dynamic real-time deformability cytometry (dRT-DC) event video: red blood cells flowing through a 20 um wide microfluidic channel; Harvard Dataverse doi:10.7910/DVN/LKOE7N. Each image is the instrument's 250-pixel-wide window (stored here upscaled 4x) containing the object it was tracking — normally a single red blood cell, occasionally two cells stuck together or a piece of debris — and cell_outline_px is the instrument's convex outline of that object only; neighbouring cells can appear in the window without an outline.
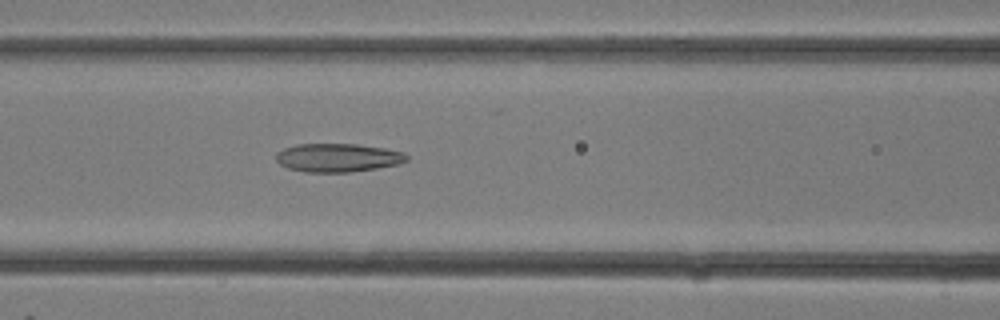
{"species": "common noctule bat (a hibernating species)", "species_latin": "Nyctalus noctula", "temperature_condition": "room temperature", "stored_images_in_passage": 11, "camera_frame_rate_fps": 3000, "um_per_image_px": 0.085, "animal": {"sex": "female"}, "frame": {"image": 1, "passage_image": 11, "time_ms": 3.333, "image_size_px": [1000, 320], "cell_outline_px": [[408, 160], [396, 164], [376, 168], [348, 172], [304, 172], [288, 168], [280, 164], [276, 160], [276, 152], [284, 148], [296, 144], [356, 144], [384, 148], [404, 152], [408, 156]], "centroid_in_image_um": [28.68, 13.4], "position_along_channel_um": 137.9, "area_um2": 21.62}}